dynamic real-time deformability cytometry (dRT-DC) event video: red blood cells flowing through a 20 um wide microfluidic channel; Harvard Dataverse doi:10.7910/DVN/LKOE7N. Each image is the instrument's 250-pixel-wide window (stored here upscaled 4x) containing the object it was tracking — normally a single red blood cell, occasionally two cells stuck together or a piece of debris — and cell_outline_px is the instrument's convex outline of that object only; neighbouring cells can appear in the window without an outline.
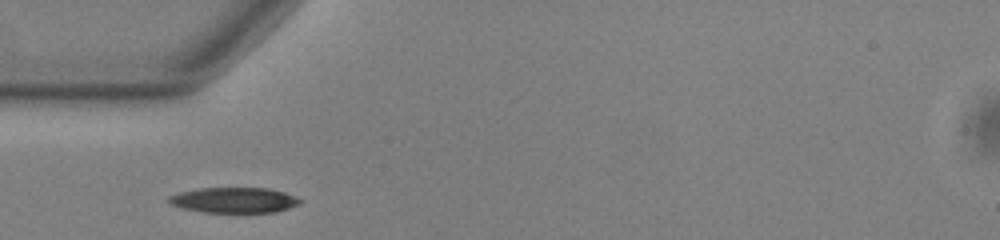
{"species": "common noctule bat (a hibernating species)", "species_latin": "Nyctalus noctula", "temperature_condition": "warm", "stored_images_in_passage": 38, "camera_frame_rate_fps": 3000, "um_per_image_px": 0.085, "animal": {"sex": "male", "body_mass_g": 13.0, "forearm_length_mm": 53.1}, "frame": {"image": 1, "passage_image": 1, "time_ms": 0.0, "image_size_px": [1000, 240], "cell_outline_px": [[300, 204], [276, 212], [204, 212], [180, 208], [168, 204], [168, 196], [180, 192], [200, 188], [268, 188], [284, 192], [296, 196], [300, 200]], "centroid_in_image_um": [19.86, 17.01], "position_along_channel_um": 65.1, "area_um2": 19.48}}
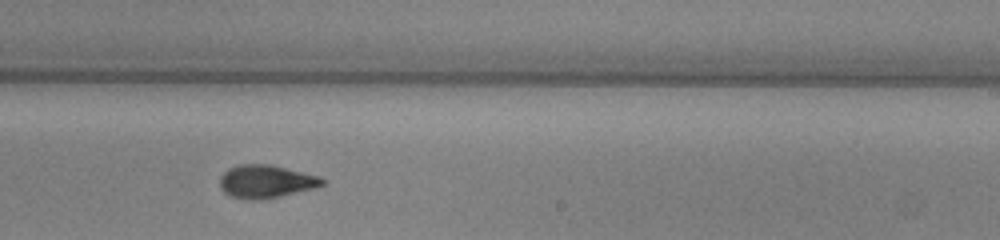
{"frame": {"image": 2, "passage_image": 17, "time_ms": 5.333, "image_size_px": [1000, 240], "cell_outline_px": [[324, 184], [312, 188], [280, 196], [256, 200], [252, 200], [228, 196], [220, 188], [220, 176], [228, 168], [240, 164], [268, 164], [320, 176], [324, 180]], "centroid_in_image_um": [22.55, 15.42], "position_along_channel_um": 266.4, "area_um2": 19.54}}
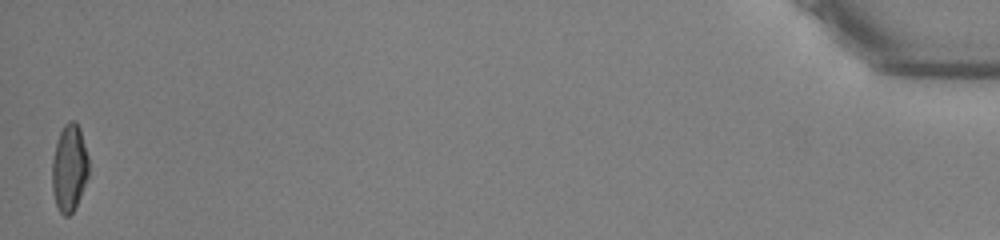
{"frame": {"image": 3, "passage_image": 38, "time_ms": 12.333, "image_size_px": [1000, 240], "cell_outline_px": [[88, 176], [80, 196], [72, 212], [68, 216], [64, 216], [60, 212], [56, 204], [52, 188], [52, 160], [56, 144], [60, 132], [64, 124], [68, 120], [76, 120], [80, 128], [88, 156]], "centroid_in_image_um": [5.89, 14.24], "position_along_channel_um": 429.3, "area_um2": 18.5}, "authors_computed_cell_mechanics": {"area_um2": 19.5075, "velocity_mm_per_s": 3.7826, "shape_relaxation_time_tau1_ms": 3.5812, "shape_relaxation_time_tau2_ms": 3.0986, "deformation_change_tau1": 0.1577, "deformation_change_tau2": 0.1119}}